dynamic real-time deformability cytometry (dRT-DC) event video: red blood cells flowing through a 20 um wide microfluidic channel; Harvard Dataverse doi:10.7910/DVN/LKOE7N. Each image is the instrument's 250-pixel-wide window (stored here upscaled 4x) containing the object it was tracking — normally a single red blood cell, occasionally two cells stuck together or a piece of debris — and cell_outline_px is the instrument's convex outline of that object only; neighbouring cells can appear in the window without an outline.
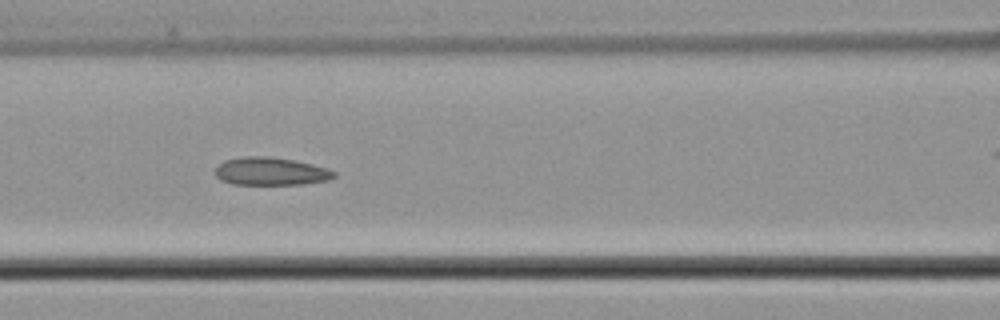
{"species": "common noctule bat (a hibernating species)", "species_latin": "Nyctalus noctula", "temperature_condition": "cold", "stored_images_in_passage": 9, "segment_of_instrument_passage": [1, 2], "camera_frame_rate_fps": 3000, "um_per_image_px": 0.085, "animal": {"sex": "male", "body_mass_g": 21.5, "forearm_length_mm": 52.0}, "frame": {"image": 1, "passage_image": 7, "time_ms": 8.0, "image_size_px": [1000, 320], "cell_outline_px": [[336, 176], [328, 180], [300, 184], [232, 184], [220, 180], [212, 172], [216, 164], [224, 160], [244, 156], [268, 156], [292, 160], [312, 164], [336, 172]], "centroid_in_image_um": [22.91, 14.56], "position_along_channel_um": 143.7, "area_um2": 19.42}}
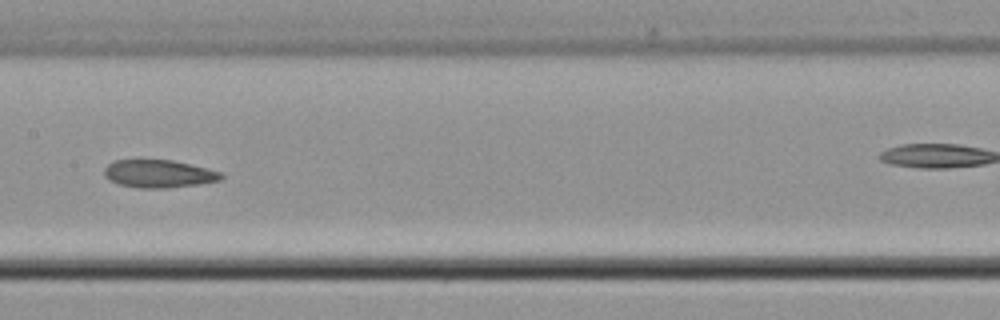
{"frame": {"image": 2, "passage_image": 8, "time_ms": 9.333, "image_size_px": [1000, 320], "cell_outline_px": [[224, 176], [220, 180], [196, 184], [168, 188], [140, 188], [120, 184], [108, 180], [104, 176], [104, 168], [108, 164], [116, 160], [172, 160], [220, 172]], "centroid_in_image_um": [13.44, 14.77], "position_along_channel_um": 194.0, "area_um2": 18.67}}